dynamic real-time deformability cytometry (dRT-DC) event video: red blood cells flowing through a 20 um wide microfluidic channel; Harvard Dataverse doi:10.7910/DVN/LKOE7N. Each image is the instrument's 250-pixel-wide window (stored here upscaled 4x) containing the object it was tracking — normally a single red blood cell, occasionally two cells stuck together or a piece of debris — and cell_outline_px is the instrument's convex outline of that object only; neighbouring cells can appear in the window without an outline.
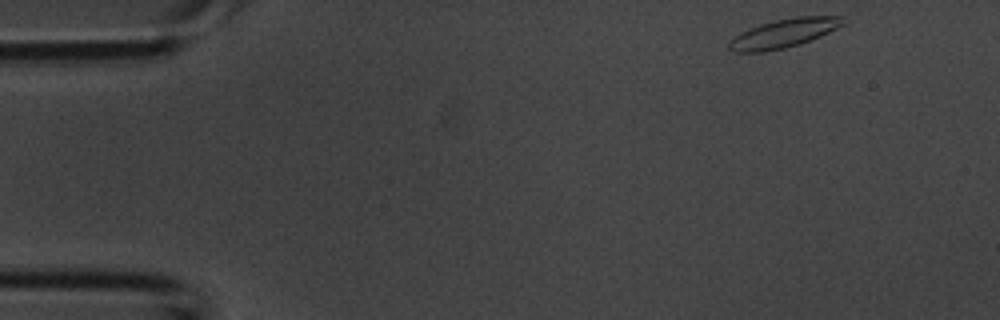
{"species": "common noctule bat (a hibernating species)", "species_latin": "Nyctalus noctula", "temperature_condition": "room temperature", "stored_images_in_passage": 40, "camera_frame_rate_fps": 3000, "um_per_image_px": 0.085, "animal": {"sex": "male", "body_mass_g": 20.1, "forearm_length_mm": 53.5}, "frame": {"image": 1, "passage_image": 1, "time_ms": 0.0, "image_size_px": [1000, 320], "cell_outline_px": [[844, 24], [820, 36], [800, 44], [784, 48], [764, 52], [732, 52], [728, 48], [728, 40], [740, 32], [760, 24], [776, 20], [796, 16], [844, 16]], "centroid_in_image_um": [66.57, 2.83], "position_along_channel_um": 18.4, "area_um2": 19.13}}
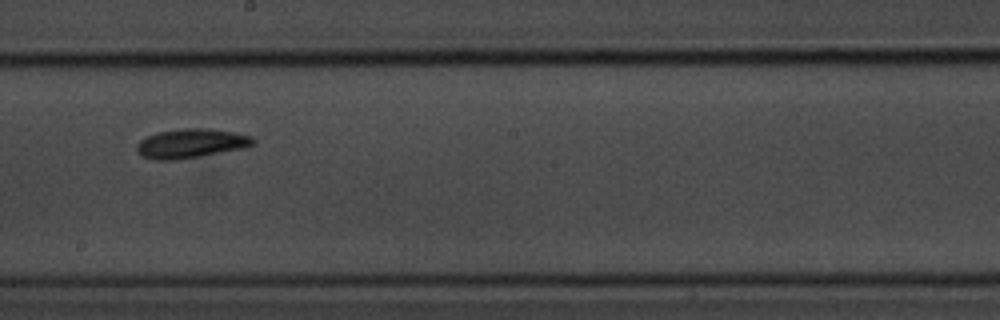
{"frame": {"image": 2, "passage_image": 21, "time_ms": 6.667, "image_size_px": [1000, 320], "cell_outline_px": [[256, 144], [244, 148], [200, 156], [176, 160], [156, 160], [144, 156], [136, 148], [136, 144], [140, 140], [156, 132], [180, 128], [212, 128], [236, 132], [252, 136], [256, 140]], "centroid_in_image_um": [16.29, 12.17], "position_along_channel_um": 231.9, "area_um2": 20.0}}
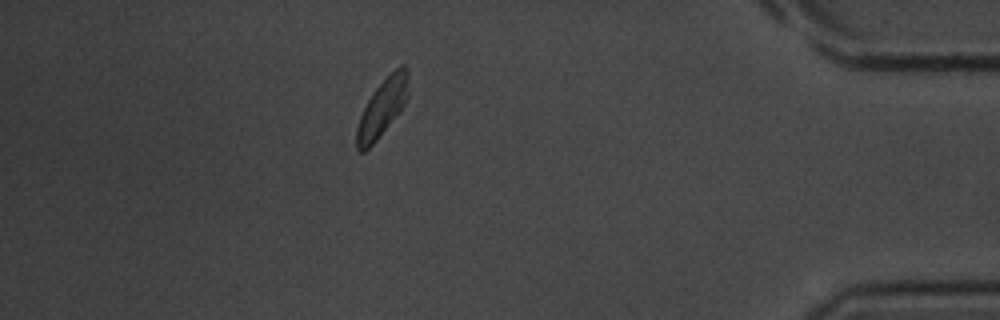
{"frame": {"image": 3, "passage_image": 35, "time_ms": 11.333, "image_size_px": [1000, 320], "cell_outline_px": [[408, 96], [400, 112], [376, 140], [364, 152], [360, 152], [356, 148], [356, 128], [360, 116], [368, 100], [376, 88], [400, 64], [404, 64], [408, 68]], "centroid_in_image_um": [32.51, 9.16], "position_along_channel_um": 402.7, "area_um2": 17.11}}